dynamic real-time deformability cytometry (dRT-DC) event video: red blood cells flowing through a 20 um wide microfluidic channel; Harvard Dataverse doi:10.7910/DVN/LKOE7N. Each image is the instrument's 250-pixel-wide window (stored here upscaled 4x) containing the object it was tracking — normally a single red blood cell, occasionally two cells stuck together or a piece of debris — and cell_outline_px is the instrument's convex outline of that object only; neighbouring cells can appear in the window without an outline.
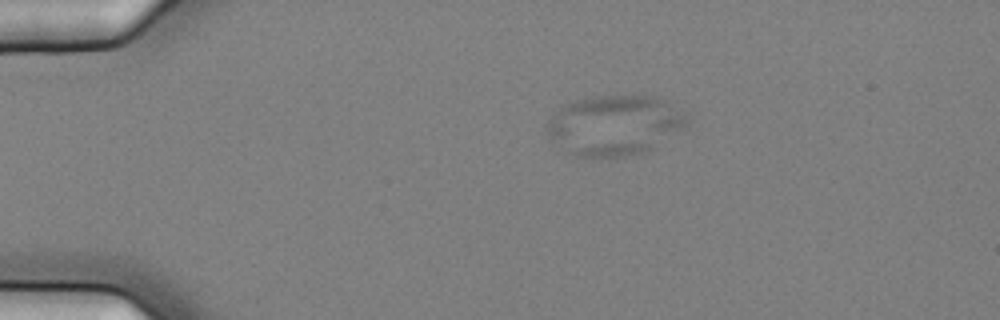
{"species": "common noctule bat (a hibernating species)", "species_latin": "Nyctalus noctula", "temperature_condition": "cold", "stored_images_in_passage": 9, "camera_frame_rate_fps": 3000, "um_per_image_px": 0.085, "animal": {"sex": "female", "body_mass_g": 25.1}, "frame": {"image": 1, "passage_image": 4, "time_ms": 1.0, "image_size_px": [1000, 320], "cell_outline_px": [[688, 124], [644, 152], [624, 156], [572, 156], [548, 136], [544, 132], [544, 124], [564, 104], [588, 96], [656, 96], [688, 112]], "centroid_in_image_um": [52.2, 10.62], "position_along_channel_um": 32.8, "area_um2": 48.9}}
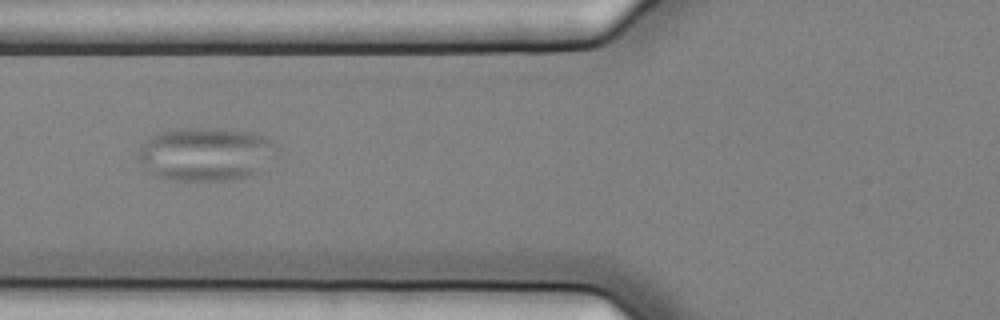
{"frame": {"image": 2, "passage_image": 7, "time_ms": 2.0, "image_size_px": [1000, 320], "cell_outline_px": [[276, 156], [264, 172], [248, 176], [224, 180], [172, 180], [156, 176], [140, 160], [140, 148], [152, 136], [164, 132], [180, 128], [212, 128], [252, 132], [264, 136], [276, 144]], "centroid_in_image_um": [17.61, 13.1], "position_along_channel_um": 108.2, "area_um2": 42.95}}
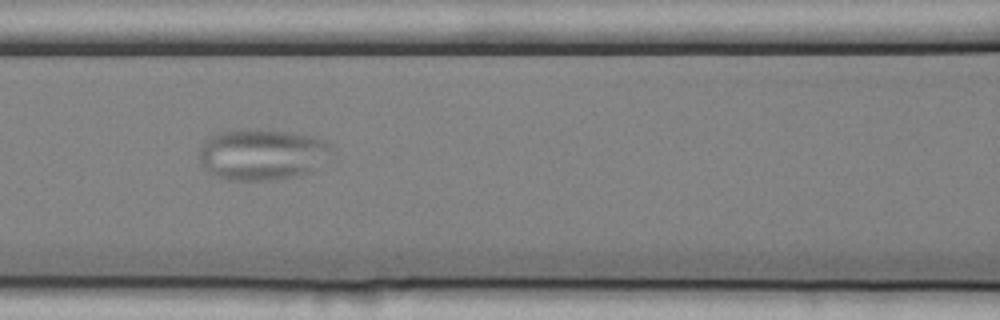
{"frame": {"image": 3, "passage_image": 8, "time_ms": 2.333, "image_size_px": [1000, 320], "cell_outline_px": [[328, 148], [312, 172], [292, 176], [264, 180], [228, 180], [216, 176], [208, 172], [204, 168], [200, 160], [200, 148], [204, 140], [220, 132], [244, 128], [248, 128], [284, 132], [312, 136], [324, 140], [328, 144]], "centroid_in_image_um": [22.15, 13.12], "position_along_channel_um": 144.5, "area_um2": 38.49}}